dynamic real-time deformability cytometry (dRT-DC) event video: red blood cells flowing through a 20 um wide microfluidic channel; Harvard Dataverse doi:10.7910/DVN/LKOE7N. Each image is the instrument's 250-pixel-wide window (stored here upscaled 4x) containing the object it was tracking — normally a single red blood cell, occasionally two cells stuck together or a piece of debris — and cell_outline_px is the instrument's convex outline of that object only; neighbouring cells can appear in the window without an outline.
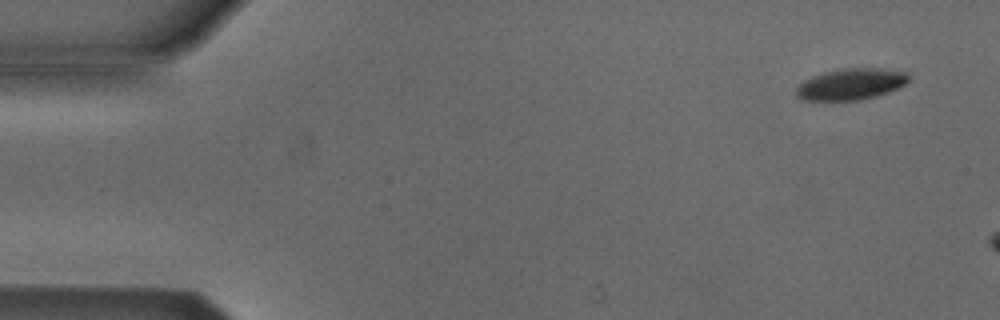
{"species": "Egyptian fruit bat (a non-hibernating species)", "species_latin": "Rousettus aegyptiacus", "temperature_condition": "cold", "stored_images_in_passage": 3, "camera_frame_rate_fps": 3000, "um_per_image_px": 0.085, "animal": {"sex": "male"}, "frame": {"image": 1, "passage_image": 1, "time_ms": 0.0, "image_size_px": [1000, 320], "cell_outline_px": [[908, 80], [904, 84], [888, 92], [876, 96], [860, 100], [804, 100], [796, 96], [796, 88], [804, 80], [812, 76], [824, 72], [840, 68], [880, 68], [908, 72]], "centroid_in_image_um": [72.31, 7.14], "position_along_channel_um": 12.7, "area_um2": 20.46}}